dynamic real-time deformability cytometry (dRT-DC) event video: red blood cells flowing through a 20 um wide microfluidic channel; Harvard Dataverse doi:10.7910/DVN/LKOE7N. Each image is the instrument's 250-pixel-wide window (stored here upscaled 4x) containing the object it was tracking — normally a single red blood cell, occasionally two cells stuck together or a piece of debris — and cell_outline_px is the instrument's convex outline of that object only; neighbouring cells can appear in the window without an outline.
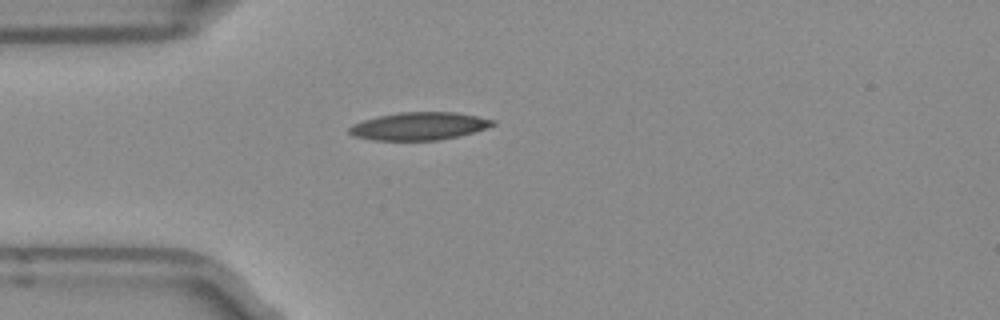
{"species": "Egyptian fruit bat (a non-hibernating species)", "species_latin": "Rousettus aegyptiacus", "temperature_condition": "room temperature", "stored_images_in_passage": 1, "camera_frame_rate_fps": 3000, "um_per_image_px": 0.085, "frame": {"image": 1, "passage_image": 1, "time_ms": 0.0, "image_size_px": [1000, 320], "cell_outline_px": [[496, 124], [488, 128], [460, 136], [440, 140], [372, 140], [352, 136], [348, 132], [348, 128], [352, 124], [364, 120], [380, 116], [400, 112], [456, 112], [496, 120]], "centroid_in_image_um": [35.64, 10.73], "position_along_channel_um": 49.4, "area_um2": 23.35}}